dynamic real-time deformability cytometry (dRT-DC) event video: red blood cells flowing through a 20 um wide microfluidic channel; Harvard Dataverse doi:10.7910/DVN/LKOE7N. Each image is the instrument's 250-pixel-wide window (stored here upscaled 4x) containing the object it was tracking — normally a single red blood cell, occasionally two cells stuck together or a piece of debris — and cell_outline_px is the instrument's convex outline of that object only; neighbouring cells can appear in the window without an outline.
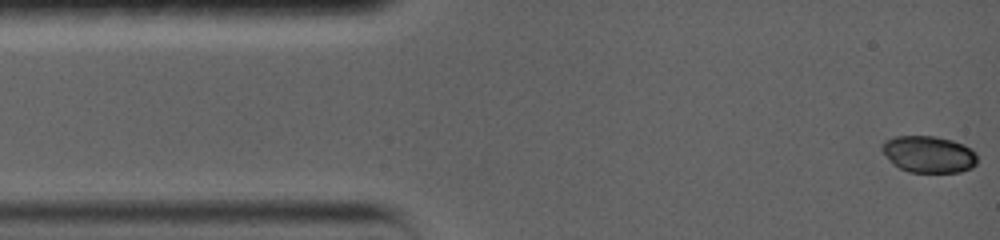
{"species": "common noctule bat (a hibernating species)", "species_latin": "Nyctalus noctula", "temperature_condition": "warm", "stored_images_in_passage": 60, "camera_frame_rate_fps": 5000, "um_per_image_px": 0.085, "animal": {"sex": "female", "body_mass_g": 19.0, "forearm_length_mm": 56.7}, "frame": {"image": 1, "passage_image": 1, "time_ms": 0.0, "image_size_px": [1000, 240], "cell_outline_px": [[976, 164], [972, 168], [960, 172], [908, 172], [892, 164], [880, 148], [880, 144], [884, 140], [896, 136], [936, 136], [952, 140], [964, 144], [976, 152]], "centroid_in_image_um": [78.92, 13.11], "position_along_channel_um": 6.1, "area_um2": 20.63}}
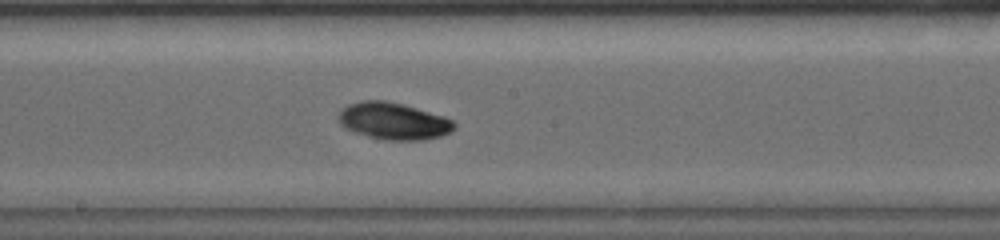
{"frame": {"image": 2, "passage_image": 34, "time_ms": 7.8, "image_size_px": [1000, 240], "cell_outline_px": [[456, 128], [440, 136], [424, 140], [388, 140], [368, 136], [344, 128], [336, 120], [336, 116], [340, 108], [348, 104], [360, 100], [388, 100], [404, 104], [444, 116], [452, 120], [456, 124]], "centroid_in_image_um": [33.39, 10.27], "position_along_channel_um": 214.8, "area_um2": 25.26}}
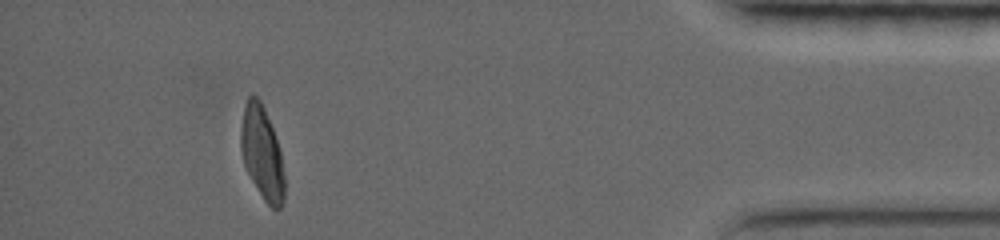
{"frame": {"image": 3, "passage_image": 60, "time_ms": 14.8, "image_size_px": [1000, 240], "cell_outline_px": [[284, 200], [280, 208], [272, 208], [264, 200], [252, 180], [244, 164], [240, 148], [240, 132], [244, 104], [248, 96], [256, 96], [260, 100], [264, 108], [272, 128], [280, 152], [284, 176]], "centroid_in_image_um": [22.25, 12.99], "position_along_channel_um": 412.9, "area_um2": 23.29}, "authors_computed_cell_mechanics": {"area_um2": 23.698, "velocity_mm_per_s": 3.7034, "shape_relaxation_time_tau1_ms": 3.5799, "shape_relaxation_time_tau2_ms": null, "deformation_change_tau1": 0.0977, "deformation_change_tau2": null}}